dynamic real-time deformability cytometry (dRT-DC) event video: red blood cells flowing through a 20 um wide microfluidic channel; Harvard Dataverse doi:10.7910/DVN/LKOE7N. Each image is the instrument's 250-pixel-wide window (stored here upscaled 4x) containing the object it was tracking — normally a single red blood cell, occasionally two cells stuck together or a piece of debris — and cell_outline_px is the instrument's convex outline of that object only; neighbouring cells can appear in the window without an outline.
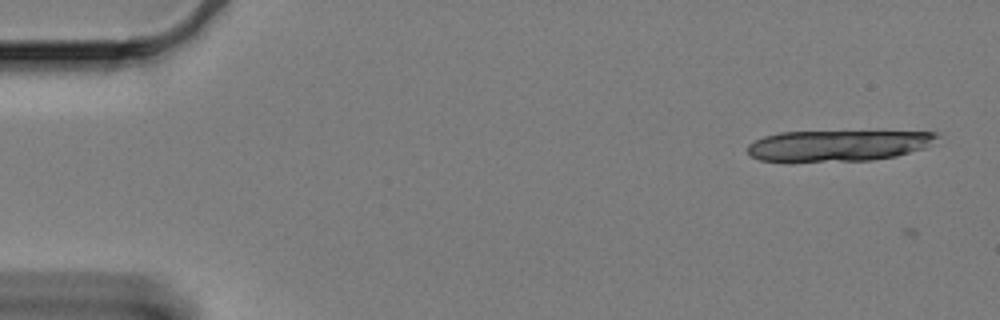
{"species": "Egyptian fruit bat (a non-hibernating species)", "species_latin": "Rousettus aegyptiacus", "temperature_condition": "cold", "stored_images_in_passage": 3, "camera_frame_rate_fps": 3000, "um_per_image_px": 0.085, "animal": {"sex": "female"}, "frame": {"image": 1, "passage_image": 1, "time_ms": 0.0, "image_size_px": [1000, 320], "cell_outline_px": [[936, 136], [924, 148], [896, 156], [872, 160], [792, 164], [788, 164], [760, 160], [748, 156], [748, 144], [764, 136], [780, 132], [936, 132]], "centroid_in_image_um": [71.05, 12.43], "position_along_channel_um": 14.0, "area_um2": 34.85}}